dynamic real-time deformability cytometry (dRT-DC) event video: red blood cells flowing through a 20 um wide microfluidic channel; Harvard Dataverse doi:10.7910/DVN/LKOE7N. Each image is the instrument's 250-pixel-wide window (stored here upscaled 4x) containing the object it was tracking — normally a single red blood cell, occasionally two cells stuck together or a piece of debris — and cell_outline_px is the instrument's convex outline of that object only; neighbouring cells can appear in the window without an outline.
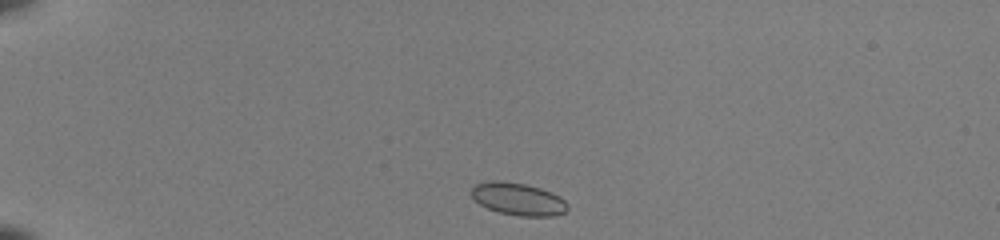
{"species": "common noctule bat (a hibernating species)", "species_latin": "Nyctalus noctula", "temperature_condition": "room temperature", "stored_images_in_passage": 39, "camera_frame_rate_fps": 3000, "um_per_image_px": 0.085, "animal": {"sex": "female", "body_mass_g": 22.0, "forearm_length_mm": 56.7}, "frame": {"image": 1, "passage_image": 1, "time_ms": 0.0, "image_size_px": [1000, 240], "cell_outline_px": [[568, 208], [564, 212], [552, 216], [520, 216], [500, 212], [488, 208], [480, 204], [472, 196], [472, 188], [476, 184], [488, 180], [500, 180], [524, 184], [540, 188], [552, 192], [560, 196], [568, 204]], "centroid_in_image_um": [44.05, 16.91], "position_along_channel_um": 40.9, "area_um2": 18.09}}
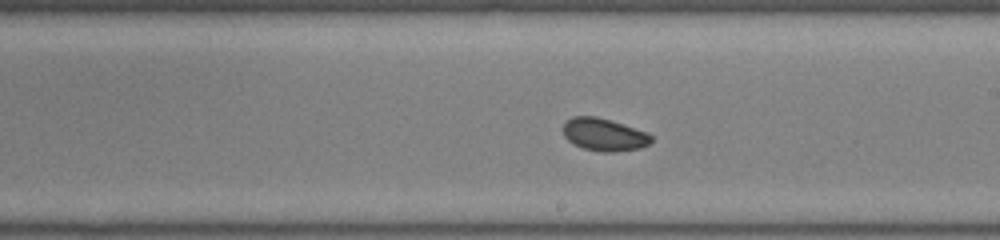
{"frame": {"image": 2, "passage_image": 20, "time_ms": 6.333, "image_size_px": [1000, 240], "cell_outline_px": [[652, 140], [648, 144], [640, 148], [612, 152], [600, 152], [584, 148], [572, 144], [564, 136], [564, 124], [572, 116], [596, 116], [648, 132], [652, 136]], "centroid_in_image_um": [51.34, 11.45], "position_along_channel_um": 237.7, "area_um2": 16.65}}
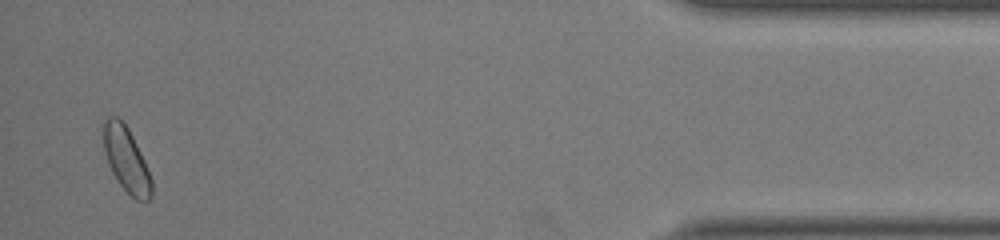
{"frame": {"image": 3, "passage_image": 38, "time_ms": 12.333, "image_size_px": [1000, 240], "cell_outline_px": [[152, 196], [148, 200], [136, 200], [120, 184], [112, 172], [108, 164], [104, 152], [104, 120], [108, 116], [116, 116], [128, 128], [140, 152], [152, 180]], "centroid_in_image_um": [10.73, 13.57], "position_along_channel_um": 424.5, "area_um2": 17.74}, "authors_computed_cell_mechanics": {"area_um2": 17.4556, "velocity_mm_per_s": 4.0541, "shape_relaxation_time_tau1_ms": 1.0473, "shape_relaxation_time_tau2_ms": 5.982, "deformation_change_tau1": 0.0476, "deformation_change_tau2": 0.0839}}